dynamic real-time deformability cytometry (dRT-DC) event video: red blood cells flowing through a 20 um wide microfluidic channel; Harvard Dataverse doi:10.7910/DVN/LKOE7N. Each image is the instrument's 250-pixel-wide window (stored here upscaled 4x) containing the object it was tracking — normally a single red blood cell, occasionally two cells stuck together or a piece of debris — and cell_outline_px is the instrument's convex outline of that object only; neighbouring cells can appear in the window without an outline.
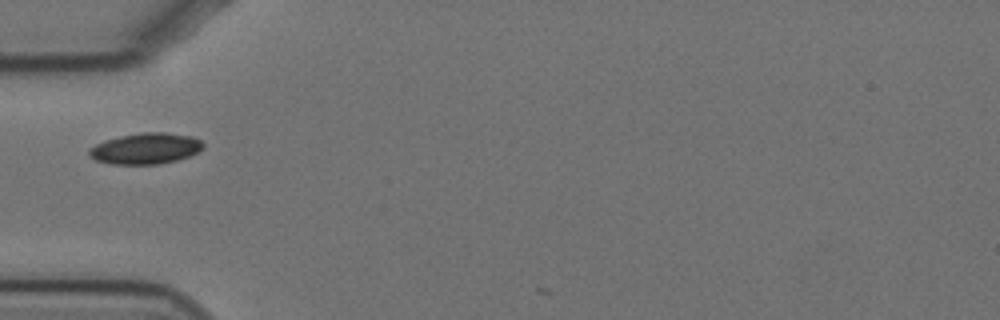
{"species": "Egyptian fruit bat (a non-hibernating species)", "species_latin": "Rousettus aegyptiacus", "temperature_condition": "cold", "stored_images_in_passage": 3, "camera_frame_rate_fps": 3000, "um_per_image_px": 0.085, "animal": {"sex": "female"}, "frame": {"image": 1, "passage_image": 1, "time_ms": 0.0, "image_size_px": [1000, 320], "cell_outline_px": [[204, 148], [188, 156], [176, 160], [160, 164], [112, 164], [96, 160], [88, 156], [88, 152], [96, 144], [104, 140], [120, 136], [144, 132], [164, 132], [192, 136], [200, 140], [204, 144]], "centroid_in_image_um": [12.38, 12.62], "position_along_channel_um": 72.6, "area_um2": 20.52}}